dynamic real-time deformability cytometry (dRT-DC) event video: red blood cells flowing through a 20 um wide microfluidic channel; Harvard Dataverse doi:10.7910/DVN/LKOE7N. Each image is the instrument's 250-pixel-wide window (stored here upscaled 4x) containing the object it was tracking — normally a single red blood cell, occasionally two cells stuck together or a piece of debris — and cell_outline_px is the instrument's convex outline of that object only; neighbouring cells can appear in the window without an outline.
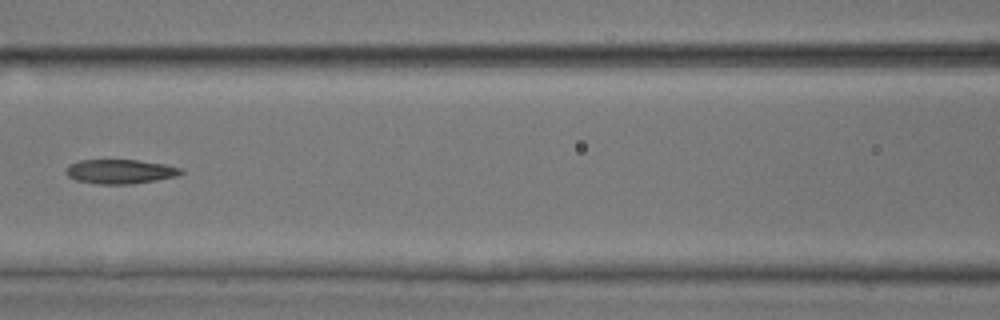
{"species": "common noctule bat (a hibernating species)", "species_latin": "Nyctalus noctula", "temperature_condition": "room temperature", "stored_images_in_passage": 7, "camera_frame_rate_fps": 3000, "um_per_image_px": 0.085, "animal": {"sex": "male", "body_mass_g": 17.9, "forearm_length_mm": 54.2}, "frame": {"image": 1, "passage_image": 7, "time_ms": 7.0, "image_size_px": [1000, 320], "cell_outline_px": [[184, 172], [176, 176], [156, 180], [132, 184], [100, 184], [76, 180], [68, 176], [64, 172], [68, 164], [80, 160], [140, 160], [164, 164], [184, 168]], "centroid_in_image_um": [10.22, 14.57], "position_along_channel_um": 156.4, "area_um2": 16.42}}